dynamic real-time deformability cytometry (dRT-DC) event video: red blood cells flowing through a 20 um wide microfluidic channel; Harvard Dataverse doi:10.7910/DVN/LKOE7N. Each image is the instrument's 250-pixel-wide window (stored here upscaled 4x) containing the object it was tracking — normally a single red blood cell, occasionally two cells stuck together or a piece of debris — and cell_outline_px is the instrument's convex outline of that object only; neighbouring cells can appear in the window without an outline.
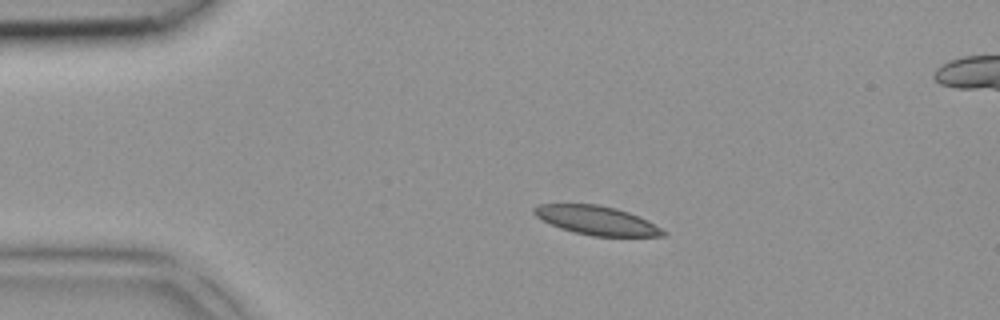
{"species": "common noctule bat (a hibernating species)", "species_latin": "Nyctalus noctula", "temperature_condition": "room temperature", "stored_images_in_passage": 4, "segment_of_instrument_passage": [1, 2], "camera_frame_rate_fps": 3000, "um_per_image_px": 0.085, "animal": {"sex": "female", "body_mass_g": 18.4}, "frame": {"image": 1, "passage_image": 2, "time_ms": 0.333, "image_size_px": [1000, 320], "cell_outline_px": [[668, 232], [664, 236], [592, 236], [572, 232], [560, 228], [536, 216], [532, 212], [532, 208], [536, 204], [600, 204], [616, 208], [628, 212], [648, 220]], "centroid_in_image_um": [50.72, 18.73], "position_along_channel_um": 34.3, "area_um2": 21.79}}